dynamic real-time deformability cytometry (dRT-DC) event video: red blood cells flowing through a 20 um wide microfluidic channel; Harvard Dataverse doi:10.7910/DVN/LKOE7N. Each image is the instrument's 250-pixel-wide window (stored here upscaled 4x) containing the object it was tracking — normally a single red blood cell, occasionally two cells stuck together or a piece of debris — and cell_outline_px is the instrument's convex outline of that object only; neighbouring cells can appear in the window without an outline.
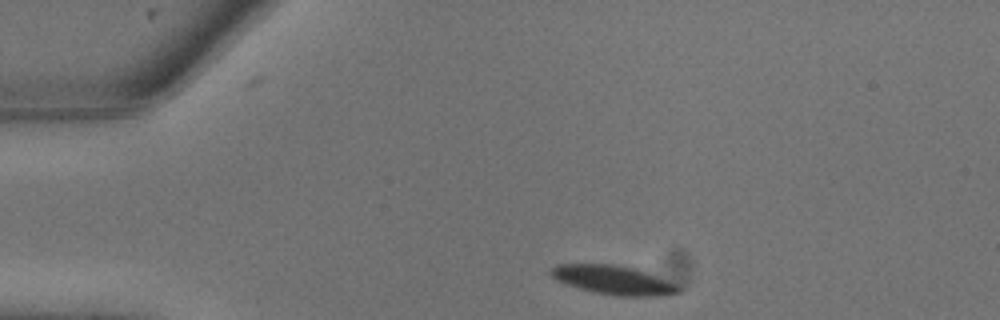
{"species": "common noctule bat (a hibernating species)", "species_latin": "Nyctalus noctula", "temperature_condition": "warm", "stored_images_in_passage": 5, "camera_frame_rate_fps": 3000, "um_per_image_px": 0.085, "animal": {"sex": "male", "body_mass_g": 13.3}, "frame": {"image": 1, "passage_image": 1, "time_ms": 0.0, "image_size_px": [1000, 320], "cell_outline_px": [[680, 292], [660, 296], [620, 296], [596, 292], [580, 288], [556, 280], [548, 272], [556, 264], [612, 264], [632, 268], [644, 272], [676, 284], [680, 288]], "centroid_in_image_um": [52.1, 23.8], "position_along_channel_um": 32.9, "area_um2": 21.04}}
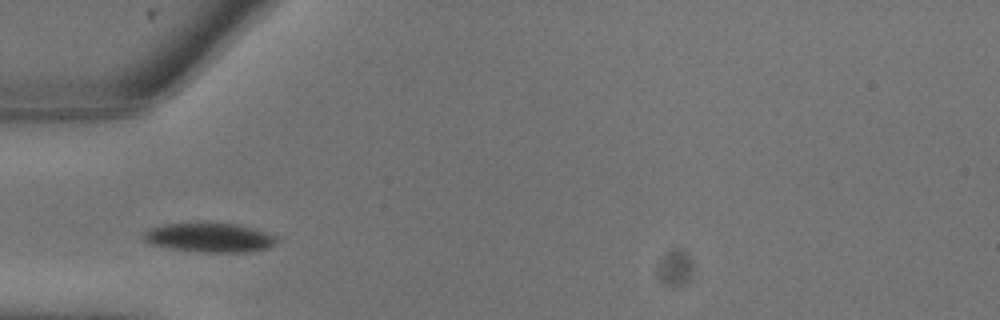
{"frame": {"image": 2, "passage_image": 4, "time_ms": 1.0, "image_size_px": [1000, 320], "cell_outline_px": [[276, 244], [268, 248], [248, 252], [204, 252], [172, 248], [148, 244], [140, 236], [144, 232], [152, 228], [164, 224], [236, 224], [268, 232], [276, 236]], "centroid_in_image_um": [17.82, 20.21], "position_along_channel_um": 67.2, "area_um2": 22.37}}